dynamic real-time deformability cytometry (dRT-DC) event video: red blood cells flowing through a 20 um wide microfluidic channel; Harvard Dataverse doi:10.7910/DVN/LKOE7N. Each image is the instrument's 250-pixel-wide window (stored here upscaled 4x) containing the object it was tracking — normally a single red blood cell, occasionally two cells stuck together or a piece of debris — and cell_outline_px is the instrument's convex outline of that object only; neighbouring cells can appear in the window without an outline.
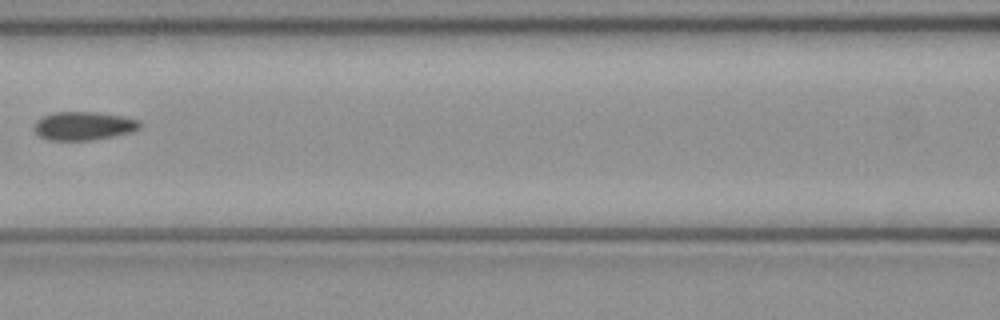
{"species": "common noctule bat (a hibernating species)", "species_latin": "Nyctalus noctula", "temperature_condition": "cold", "stored_images_in_passage": 7, "camera_frame_rate_fps": 3000, "um_per_image_px": 0.085, "animal": {"sex": "female", "body_mass_g": 21.9}, "frame": {"image": 1, "passage_image": 7, "time_ms": 2.0, "image_size_px": [1000, 320], "cell_outline_px": [[144, 124], [140, 128], [132, 132], [92, 140], [48, 140], [40, 136], [32, 128], [36, 120], [52, 112], [96, 112], [124, 116], [140, 120]], "centroid_in_image_um": [7.13, 10.69], "position_along_channel_um": 159.5, "area_um2": 17.74}}